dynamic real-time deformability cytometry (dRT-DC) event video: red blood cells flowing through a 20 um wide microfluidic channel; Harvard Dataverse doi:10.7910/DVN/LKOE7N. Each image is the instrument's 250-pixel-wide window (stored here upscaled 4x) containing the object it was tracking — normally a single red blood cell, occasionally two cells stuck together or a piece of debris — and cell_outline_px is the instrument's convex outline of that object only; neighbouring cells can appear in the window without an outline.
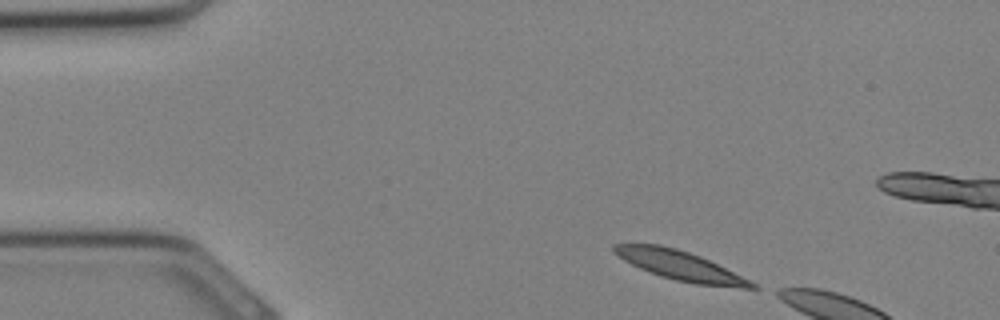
{"species": "Egyptian fruit bat (a non-hibernating species)", "species_latin": "Rousettus aegyptiacus", "temperature_condition": "cold", "stored_images_in_passage": 4, "camera_frame_rate_fps": 3000, "um_per_image_px": 0.085, "animal": {"sex": "female"}, "frame": {"image": 1, "passage_image": 1, "time_ms": 0.0, "image_size_px": [1000, 320], "cell_outline_px": [[760, 288], [740, 288], [696, 284], [676, 280], [660, 276], [640, 268], [624, 260], [612, 252], [612, 244], [660, 244], [676, 248], [700, 256], [756, 284]], "centroid_in_image_um": [57.75, 22.56], "position_along_channel_um": 27.2, "area_um2": 23.18}}